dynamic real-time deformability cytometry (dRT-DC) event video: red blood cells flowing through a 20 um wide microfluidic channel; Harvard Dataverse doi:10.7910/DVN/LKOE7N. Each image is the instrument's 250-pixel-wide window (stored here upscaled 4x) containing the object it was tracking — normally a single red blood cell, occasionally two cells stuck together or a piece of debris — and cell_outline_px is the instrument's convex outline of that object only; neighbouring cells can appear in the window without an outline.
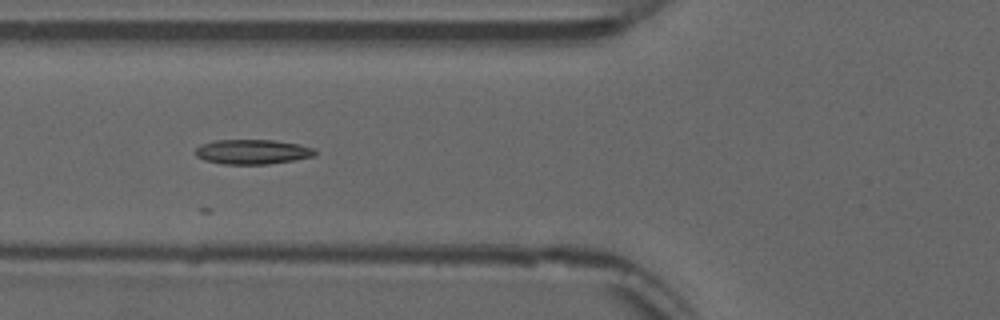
{"species": "common noctule bat (a hibernating species)", "species_latin": "Nyctalus noctula", "temperature_condition": "warm", "stored_images_in_passage": 21, "camera_frame_rate_fps": 3000, "um_per_image_px": 0.085, "animal": {"sex": "male", "forearm_length_mm": 52.5}, "frame": {"image": 1, "passage_image": 7, "time_ms": 2.0, "image_size_px": [1000, 320], "cell_outline_px": [[316, 152], [312, 156], [292, 160], [268, 164], [224, 164], [204, 160], [196, 156], [192, 152], [200, 144], [216, 140], [276, 140], [300, 144], [312, 148]], "centroid_in_image_um": [21.39, 12.89], "position_along_channel_um": 104.4, "area_um2": 17.22}}